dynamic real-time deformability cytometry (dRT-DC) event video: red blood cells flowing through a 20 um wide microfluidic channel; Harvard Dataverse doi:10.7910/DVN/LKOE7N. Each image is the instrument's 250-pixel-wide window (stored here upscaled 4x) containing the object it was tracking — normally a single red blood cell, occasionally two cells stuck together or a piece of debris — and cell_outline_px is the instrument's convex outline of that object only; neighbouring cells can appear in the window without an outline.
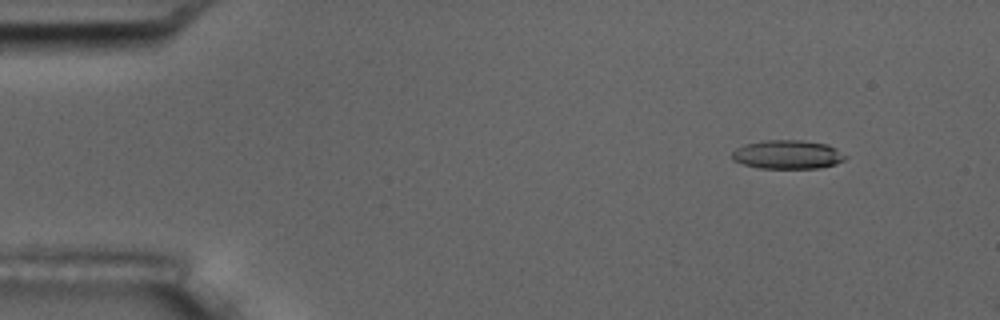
{"species": "common noctule bat (a hibernating species)", "species_latin": "Nyctalus noctula", "temperature_condition": "room temperature", "stored_images_in_passage": 3, "camera_frame_rate_fps": 3000, "um_per_image_px": 0.085, "animal": {"sex": "male", "body_mass_g": 17.5, "forearm_length_mm": 52.3}, "frame": {"image": 1, "passage_image": 1, "time_ms": 0.0, "image_size_px": [1000, 320], "cell_outline_px": [[848, 156], [844, 160], [836, 164], [820, 168], [760, 168], [744, 164], [732, 160], [732, 152], [736, 148], [744, 144], [764, 140], [800, 140], [828, 144], [836, 148]], "centroid_in_image_um": [66.96, 13.13], "position_along_channel_um": 18.0, "area_um2": 19.13}}